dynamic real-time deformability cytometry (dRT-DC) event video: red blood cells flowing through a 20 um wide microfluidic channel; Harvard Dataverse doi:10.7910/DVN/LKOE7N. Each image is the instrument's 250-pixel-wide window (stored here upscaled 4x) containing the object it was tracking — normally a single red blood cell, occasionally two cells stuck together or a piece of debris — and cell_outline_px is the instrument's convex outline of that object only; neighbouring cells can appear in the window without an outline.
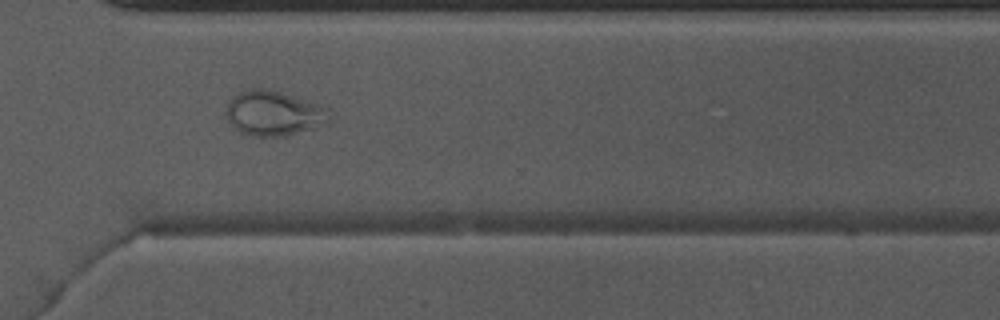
{"species": "Egyptian fruit bat (a non-hibernating species)", "species_latin": "Rousettus aegyptiacus", "temperature_condition": "warm", "stored_images_in_passage": 41, "camera_frame_rate_fps": 3000, "um_per_image_px": 0.085, "animal": {"sex": "male"}, "frame": {"image": 1, "passage_image": 30, "time_ms": 9.667, "image_size_px": [1000, 320], "cell_outline_px": [[332, 120], [328, 124], [284, 136], [252, 136], [240, 132], [228, 120], [224, 112], [228, 100], [236, 92], [244, 88], [268, 88], [312, 100], [328, 108], [332, 116]], "centroid_in_image_um": [23.29, 9.59], "position_along_channel_um": 347.3, "area_um2": 27.98}, "authors_computed_cell_mechanics": {"area_um2": 28.322, "velocity_mm_per_s": 4.0669, "shape_relaxation_time_tau1_ms": null, "shape_relaxation_time_tau2_ms": 1.4658, "deformation_change_tau1": null, "deformation_change_tau2": 0.0678}}